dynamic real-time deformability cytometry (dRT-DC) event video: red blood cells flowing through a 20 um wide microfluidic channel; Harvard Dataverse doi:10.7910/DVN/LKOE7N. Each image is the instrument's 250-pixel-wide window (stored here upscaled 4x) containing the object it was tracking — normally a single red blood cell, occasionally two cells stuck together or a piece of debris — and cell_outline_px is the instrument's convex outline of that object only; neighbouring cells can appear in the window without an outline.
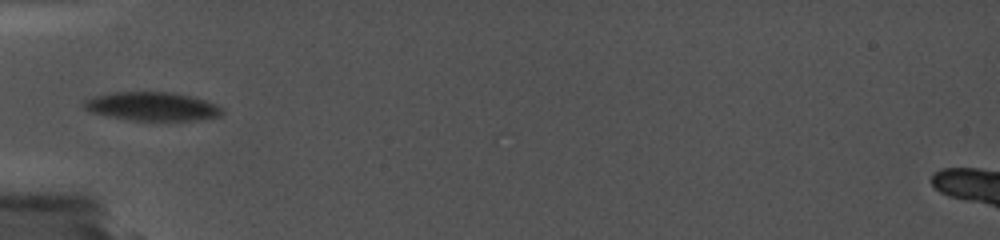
{"species": "common noctule bat (a hibernating species)", "species_latin": "Nyctalus noctula", "temperature_condition": "cold", "stored_images_in_passage": 3, "camera_frame_rate_fps": 5000, "um_per_image_px": 0.085, "animal": {"sex": "female", "body_mass_g": 19.0, "forearm_length_mm": 56.7}, "frame": {"image": 1, "passage_image": 2, "time_ms": 0.8, "image_size_px": [1000, 240], "cell_outline_px": [[224, 112], [220, 116], [212, 120], [180, 124], [148, 124], [120, 120], [100, 116], [84, 108], [84, 104], [92, 100], [108, 96], [180, 96], [212, 104], [220, 108]], "centroid_in_image_um": [13.1, 9.3], "position_along_channel_um": 71.9, "area_um2": 22.08}}